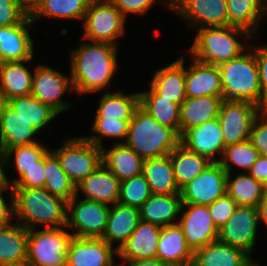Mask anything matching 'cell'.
I'll return each mask as SVG.
<instances>
[{"mask_svg":"<svg viewBox=\"0 0 267 266\" xmlns=\"http://www.w3.org/2000/svg\"><path fill=\"white\" fill-rule=\"evenodd\" d=\"M227 172L220 162H212L194 180L180 189L183 204L208 206L226 194Z\"/></svg>","mask_w":267,"mask_h":266,"instance_id":"cell-11","label":"cell"},{"mask_svg":"<svg viewBox=\"0 0 267 266\" xmlns=\"http://www.w3.org/2000/svg\"><path fill=\"white\" fill-rule=\"evenodd\" d=\"M259 222H263L267 226V190L264 193V196L260 200V203L257 206Z\"/></svg>","mask_w":267,"mask_h":266,"instance_id":"cell-55","label":"cell"},{"mask_svg":"<svg viewBox=\"0 0 267 266\" xmlns=\"http://www.w3.org/2000/svg\"><path fill=\"white\" fill-rule=\"evenodd\" d=\"M139 106V93L124 95L122 92L104 93L95 117L106 119L131 120Z\"/></svg>","mask_w":267,"mask_h":266,"instance_id":"cell-39","label":"cell"},{"mask_svg":"<svg viewBox=\"0 0 267 266\" xmlns=\"http://www.w3.org/2000/svg\"><path fill=\"white\" fill-rule=\"evenodd\" d=\"M44 184V156L20 178L13 180V183L11 182L12 188H44Z\"/></svg>","mask_w":267,"mask_h":266,"instance_id":"cell-45","label":"cell"},{"mask_svg":"<svg viewBox=\"0 0 267 266\" xmlns=\"http://www.w3.org/2000/svg\"><path fill=\"white\" fill-rule=\"evenodd\" d=\"M28 229L21 224L0 228V264L26 266Z\"/></svg>","mask_w":267,"mask_h":266,"instance_id":"cell-30","label":"cell"},{"mask_svg":"<svg viewBox=\"0 0 267 266\" xmlns=\"http://www.w3.org/2000/svg\"><path fill=\"white\" fill-rule=\"evenodd\" d=\"M77 195L67 204L66 227H77V232L73 234L80 238H102L108 219L110 206L105 203L83 199L77 205Z\"/></svg>","mask_w":267,"mask_h":266,"instance_id":"cell-10","label":"cell"},{"mask_svg":"<svg viewBox=\"0 0 267 266\" xmlns=\"http://www.w3.org/2000/svg\"><path fill=\"white\" fill-rule=\"evenodd\" d=\"M162 227L139 220L136 229L117 250L123 260H142L155 258Z\"/></svg>","mask_w":267,"mask_h":266,"instance_id":"cell-19","label":"cell"},{"mask_svg":"<svg viewBox=\"0 0 267 266\" xmlns=\"http://www.w3.org/2000/svg\"><path fill=\"white\" fill-rule=\"evenodd\" d=\"M248 173L267 188V156L260 155Z\"/></svg>","mask_w":267,"mask_h":266,"instance_id":"cell-52","label":"cell"},{"mask_svg":"<svg viewBox=\"0 0 267 266\" xmlns=\"http://www.w3.org/2000/svg\"><path fill=\"white\" fill-rule=\"evenodd\" d=\"M255 57L257 59V65L259 70V80L260 85L267 99V45L259 47H254Z\"/></svg>","mask_w":267,"mask_h":266,"instance_id":"cell-50","label":"cell"},{"mask_svg":"<svg viewBox=\"0 0 267 266\" xmlns=\"http://www.w3.org/2000/svg\"><path fill=\"white\" fill-rule=\"evenodd\" d=\"M125 144L143 159L168 155L180 144V135L161 125L140 105L129 122Z\"/></svg>","mask_w":267,"mask_h":266,"instance_id":"cell-3","label":"cell"},{"mask_svg":"<svg viewBox=\"0 0 267 266\" xmlns=\"http://www.w3.org/2000/svg\"><path fill=\"white\" fill-rule=\"evenodd\" d=\"M6 105L16 112L18 116L32 125L37 131L58 115L54 109L43 104L32 94L11 98L6 101Z\"/></svg>","mask_w":267,"mask_h":266,"instance_id":"cell-36","label":"cell"},{"mask_svg":"<svg viewBox=\"0 0 267 266\" xmlns=\"http://www.w3.org/2000/svg\"><path fill=\"white\" fill-rule=\"evenodd\" d=\"M52 152L75 187L102 164V148L85 137L69 138Z\"/></svg>","mask_w":267,"mask_h":266,"instance_id":"cell-7","label":"cell"},{"mask_svg":"<svg viewBox=\"0 0 267 266\" xmlns=\"http://www.w3.org/2000/svg\"><path fill=\"white\" fill-rule=\"evenodd\" d=\"M120 183L121 181L101 164L75 187L76 195L81 190L86 196L85 199L112 205L118 203Z\"/></svg>","mask_w":267,"mask_h":266,"instance_id":"cell-23","label":"cell"},{"mask_svg":"<svg viewBox=\"0 0 267 266\" xmlns=\"http://www.w3.org/2000/svg\"><path fill=\"white\" fill-rule=\"evenodd\" d=\"M260 118V123L258 122ZM249 140L262 156H267V109L255 118Z\"/></svg>","mask_w":267,"mask_h":266,"instance_id":"cell-48","label":"cell"},{"mask_svg":"<svg viewBox=\"0 0 267 266\" xmlns=\"http://www.w3.org/2000/svg\"><path fill=\"white\" fill-rule=\"evenodd\" d=\"M91 0L84 15V37L92 42L113 45L124 33L126 18L110 0Z\"/></svg>","mask_w":267,"mask_h":266,"instance_id":"cell-8","label":"cell"},{"mask_svg":"<svg viewBox=\"0 0 267 266\" xmlns=\"http://www.w3.org/2000/svg\"><path fill=\"white\" fill-rule=\"evenodd\" d=\"M126 18L127 13L144 14L155 0H110Z\"/></svg>","mask_w":267,"mask_h":266,"instance_id":"cell-49","label":"cell"},{"mask_svg":"<svg viewBox=\"0 0 267 266\" xmlns=\"http://www.w3.org/2000/svg\"><path fill=\"white\" fill-rule=\"evenodd\" d=\"M6 105V100L5 97L3 96V94L0 92V116L2 114V110L4 108V106Z\"/></svg>","mask_w":267,"mask_h":266,"instance_id":"cell-57","label":"cell"},{"mask_svg":"<svg viewBox=\"0 0 267 266\" xmlns=\"http://www.w3.org/2000/svg\"><path fill=\"white\" fill-rule=\"evenodd\" d=\"M91 0H44L30 15L34 21L43 16L67 19H84Z\"/></svg>","mask_w":267,"mask_h":266,"instance_id":"cell-40","label":"cell"},{"mask_svg":"<svg viewBox=\"0 0 267 266\" xmlns=\"http://www.w3.org/2000/svg\"><path fill=\"white\" fill-rule=\"evenodd\" d=\"M236 207L237 204L227 193L218 198L212 204L208 205V210L218 229L221 228L229 220Z\"/></svg>","mask_w":267,"mask_h":266,"instance_id":"cell-47","label":"cell"},{"mask_svg":"<svg viewBox=\"0 0 267 266\" xmlns=\"http://www.w3.org/2000/svg\"><path fill=\"white\" fill-rule=\"evenodd\" d=\"M223 96L187 97L180 105V136L218 117Z\"/></svg>","mask_w":267,"mask_h":266,"instance_id":"cell-24","label":"cell"},{"mask_svg":"<svg viewBox=\"0 0 267 266\" xmlns=\"http://www.w3.org/2000/svg\"><path fill=\"white\" fill-rule=\"evenodd\" d=\"M167 5L200 28L229 26L226 0H169Z\"/></svg>","mask_w":267,"mask_h":266,"instance_id":"cell-15","label":"cell"},{"mask_svg":"<svg viewBox=\"0 0 267 266\" xmlns=\"http://www.w3.org/2000/svg\"><path fill=\"white\" fill-rule=\"evenodd\" d=\"M174 178L179 189L199 176L212 163L207 157L179 144L170 153Z\"/></svg>","mask_w":267,"mask_h":266,"instance_id":"cell-32","label":"cell"},{"mask_svg":"<svg viewBox=\"0 0 267 266\" xmlns=\"http://www.w3.org/2000/svg\"><path fill=\"white\" fill-rule=\"evenodd\" d=\"M126 266H166L160 259L148 258L142 260H123Z\"/></svg>","mask_w":267,"mask_h":266,"instance_id":"cell-53","label":"cell"},{"mask_svg":"<svg viewBox=\"0 0 267 266\" xmlns=\"http://www.w3.org/2000/svg\"><path fill=\"white\" fill-rule=\"evenodd\" d=\"M44 170V188L52 195L69 202L76 195L75 186L61 168L56 155L50 150L44 155Z\"/></svg>","mask_w":267,"mask_h":266,"instance_id":"cell-38","label":"cell"},{"mask_svg":"<svg viewBox=\"0 0 267 266\" xmlns=\"http://www.w3.org/2000/svg\"><path fill=\"white\" fill-rule=\"evenodd\" d=\"M22 9L30 16L44 0H19Z\"/></svg>","mask_w":267,"mask_h":266,"instance_id":"cell-56","label":"cell"},{"mask_svg":"<svg viewBox=\"0 0 267 266\" xmlns=\"http://www.w3.org/2000/svg\"><path fill=\"white\" fill-rule=\"evenodd\" d=\"M189 66L185 69L186 97L223 96L218 66L194 58Z\"/></svg>","mask_w":267,"mask_h":266,"instance_id":"cell-20","label":"cell"},{"mask_svg":"<svg viewBox=\"0 0 267 266\" xmlns=\"http://www.w3.org/2000/svg\"><path fill=\"white\" fill-rule=\"evenodd\" d=\"M130 120L106 119L105 117H95L92 131L97 133L94 136H85L87 140L96 146L103 147L102 138L104 136L127 139ZM99 134V135H98Z\"/></svg>","mask_w":267,"mask_h":266,"instance_id":"cell-43","label":"cell"},{"mask_svg":"<svg viewBox=\"0 0 267 266\" xmlns=\"http://www.w3.org/2000/svg\"><path fill=\"white\" fill-rule=\"evenodd\" d=\"M28 16L19 0H0V27L18 25Z\"/></svg>","mask_w":267,"mask_h":266,"instance_id":"cell-46","label":"cell"},{"mask_svg":"<svg viewBox=\"0 0 267 266\" xmlns=\"http://www.w3.org/2000/svg\"><path fill=\"white\" fill-rule=\"evenodd\" d=\"M140 220L139 209L135 207L125 206L115 203L114 207H110L107 219V225L102 239L109 245L113 242H120L115 248L117 250L122 247L126 240L132 235Z\"/></svg>","mask_w":267,"mask_h":266,"instance_id":"cell-25","label":"cell"},{"mask_svg":"<svg viewBox=\"0 0 267 266\" xmlns=\"http://www.w3.org/2000/svg\"><path fill=\"white\" fill-rule=\"evenodd\" d=\"M10 188L11 191V204L10 207H7L8 204H6L2 193L5 190H8ZM14 216V199H13V188L12 186H0V228L6 227L11 225L10 221L12 220V217Z\"/></svg>","mask_w":267,"mask_h":266,"instance_id":"cell-51","label":"cell"},{"mask_svg":"<svg viewBox=\"0 0 267 266\" xmlns=\"http://www.w3.org/2000/svg\"><path fill=\"white\" fill-rule=\"evenodd\" d=\"M229 25L246 30L251 36L263 15H267V0H226Z\"/></svg>","mask_w":267,"mask_h":266,"instance_id":"cell-34","label":"cell"},{"mask_svg":"<svg viewBox=\"0 0 267 266\" xmlns=\"http://www.w3.org/2000/svg\"><path fill=\"white\" fill-rule=\"evenodd\" d=\"M38 131L7 105L0 116V148L6 153L9 149L34 144L32 137Z\"/></svg>","mask_w":267,"mask_h":266,"instance_id":"cell-27","label":"cell"},{"mask_svg":"<svg viewBox=\"0 0 267 266\" xmlns=\"http://www.w3.org/2000/svg\"><path fill=\"white\" fill-rule=\"evenodd\" d=\"M221 74L223 100L249 101L267 109L254 53L241 54L238 58L218 65Z\"/></svg>","mask_w":267,"mask_h":266,"instance_id":"cell-4","label":"cell"},{"mask_svg":"<svg viewBox=\"0 0 267 266\" xmlns=\"http://www.w3.org/2000/svg\"><path fill=\"white\" fill-rule=\"evenodd\" d=\"M13 199L14 215L28 230L36 224H45L47 228L66 227L68 202L45 188H13Z\"/></svg>","mask_w":267,"mask_h":266,"instance_id":"cell-2","label":"cell"},{"mask_svg":"<svg viewBox=\"0 0 267 266\" xmlns=\"http://www.w3.org/2000/svg\"><path fill=\"white\" fill-rule=\"evenodd\" d=\"M144 159L125 143H115L110 150L102 147V164L120 181L142 173Z\"/></svg>","mask_w":267,"mask_h":266,"instance_id":"cell-29","label":"cell"},{"mask_svg":"<svg viewBox=\"0 0 267 266\" xmlns=\"http://www.w3.org/2000/svg\"><path fill=\"white\" fill-rule=\"evenodd\" d=\"M151 195L150 187L141 173L121 181L118 203L139 209Z\"/></svg>","mask_w":267,"mask_h":266,"instance_id":"cell-42","label":"cell"},{"mask_svg":"<svg viewBox=\"0 0 267 266\" xmlns=\"http://www.w3.org/2000/svg\"><path fill=\"white\" fill-rule=\"evenodd\" d=\"M142 174L152 194H180L169 154L162 157L144 159Z\"/></svg>","mask_w":267,"mask_h":266,"instance_id":"cell-31","label":"cell"},{"mask_svg":"<svg viewBox=\"0 0 267 266\" xmlns=\"http://www.w3.org/2000/svg\"><path fill=\"white\" fill-rule=\"evenodd\" d=\"M259 156L258 150L248 139L226 146L222 158L217 159V162H220L225 171L230 174L232 172L231 163L249 171Z\"/></svg>","mask_w":267,"mask_h":266,"instance_id":"cell-41","label":"cell"},{"mask_svg":"<svg viewBox=\"0 0 267 266\" xmlns=\"http://www.w3.org/2000/svg\"><path fill=\"white\" fill-rule=\"evenodd\" d=\"M182 204L180 194H152L139 208L140 219L160 227L176 224L172 221L183 211Z\"/></svg>","mask_w":267,"mask_h":266,"instance_id":"cell-28","label":"cell"},{"mask_svg":"<svg viewBox=\"0 0 267 266\" xmlns=\"http://www.w3.org/2000/svg\"><path fill=\"white\" fill-rule=\"evenodd\" d=\"M188 211L181 212L182 216L178 224L181 226L187 245L194 253L205 245L214 242L218 238L216 227L208 206L200 204H182Z\"/></svg>","mask_w":267,"mask_h":266,"instance_id":"cell-13","label":"cell"},{"mask_svg":"<svg viewBox=\"0 0 267 266\" xmlns=\"http://www.w3.org/2000/svg\"><path fill=\"white\" fill-rule=\"evenodd\" d=\"M48 151L49 150L39 142L15 147L6 152L7 163L8 161L11 163L9 160L10 156L15 152V166L20 178L29 168L36 165V162Z\"/></svg>","mask_w":267,"mask_h":266,"instance_id":"cell-44","label":"cell"},{"mask_svg":"<svg viewBox=\"0 0 267 266\" xmlns=\"http://www.w3.org/2000/svg\"><path fill=\"white\" fill-rule=\"evenodd\" d=\"M7 165L6 153L0 148V186H12L7 176L4 174L3 167Z\"/></svg>","mask_w":267,"mask_h":266,"instance_id":"cell-54","label":"cell"},{"mask_svg":"<svg viewBox=\"0 0 267 266\" xmlns=\"http://www.w3.org/2000/svg\"><path fill=\"white\" fill-rule=\"evenodd\" d=\"M70 88L74 91L71 78L49 66H37L32 79L31 94L58 114L69 108L62 95Z\"/></svg>","mask_w":267,"mask_h":266,"instance_id":"cell-14","label":"cell"},{"mask_svg":"<svg viewBox=\"0 0 267 266\" xmlns=\"http://www.w3.org/2000/svg\"><path fill=\"white\" fill-rule=\"evenodd\" d=\"M231 175L227 174L226 193L237 206L257 208L267 188L249 174H239L233 180Z\"/></svg>","mask_w":267,"mask_h":266,"instance_id":"cell-37","label":"cell"},{"mask_svg":"<svg viewBox=\"0 0 267 266\" xmlns=\"http://www.w3.org/2000/svg\"><path fill=\"white\" fill-rule=\"evenodd\" d=\"M20 62H0V92L9 100L31 94L33 75Z\"/></svg>","mask_w":267,"mask_h":266,"instance_id":"cell-33","label":"cell"},{"mask_svg":"<svg viewBox=\"0 0 267 266\" xmlns=\"http://www.w3.org/2000/svg\"><path fill=\"white\" fill-rule=\"evenodd\" d=\"M139 105L163 126L180 135V104L158 95L152 88L139 93Z\"/></svg>","mask_w":267,"mask_h":266,"instance_id":"cell-35","label":"cell"},{"mask_svg":"<svg viewBox=\"0 0 267 266\" xmlns=\"http://www.w3.org/2000/svg\"><path fill=\"white\" fill-rule=\"evenodd\" d=\"M180 144L187 150L217 162L213 156L224 153L225 145L218 118L205 122L200 126L187 129L180 136Z\"/></svg>","mask_w":267,"mask_h":266,"instance_id":"cell-17","label":"cell"},{"mask_svg":"<svg viewBox=\"0 0 267 266\" xmlns=\"http://www.w3.org/2000/svg\"><path fill=\"white\" fill-rule=\"evenodd\" d=\"M258 224L257 208L237 206L229 220L219 228L217 240L250 255L256 242Z\"/></svg>","mask_w":267,"mask_h":266,"instance_id":"cell-12","label":"cell"},{"mask_svg":"<svg viewBox=\"0 0 267 266\" xmlns=\"http://www.w3.org/2000/svg\"><path fill=\"white\" fill-rule=\"evenodd\" d=\"M32 23L28 16L18 25L0 27V62L32 60L34 45L27 29Z\"/></svg>","mask_w":267,"mask_h":266,"instance_id":"cell-18","label":"cell"},{"mask_svg":"<svg viewBox=\"0 0 267 266\" xmlns=\"http://www.w3.org/2000/svg\"><path fill=\"white\" fill-rule=\"evenodd\" d=\"M262 110L249 101L223 100L217 118L225 147L248 140L252 124Z\"/></svg>","mask_w":267,"mask_h":266,"instance_id":"cell-9","label":"cell"},{"mask_svg":"<svg viewBox=\"0 0 267 266\" xmlns=\"http://www.w3.org/2000/svg\"><path fill=\"white\" fill-rule=\"evenodd\" d=\"M183 57L155 72L151 88L161 97L182 104L186 97Z\"/></svg>","mask_w":267,"mask_h":266,"instance_id":"cell-26","label":"cell"},{"mask_svg":"<svg viewBox=\"0 0 267 266\" xmlns=\"http://www.w3.org/2000/svg\"><path fill=\"white\" fill-rule=\"evenodd\" d=\"M256 265L255 261L245 251L216 240L194 252L191 266Z\"/></svg>","mask_w":267,"mask_h":266,"instance_id":"cell-22","label":"cell"},{"mask_svg":"<svg viewBox=\"0 0 267 266\" xmlns=\"http://www.w3.org/2000/svg\"><path fill=\"white\" fill-rule=\"evenodd\" d=\"M117 47L106 42H91L71 50L70 78L78 95L109 86L117 67Z\"/></svg>","mask_w":267,"mask_h":266,"instance_id":"cell-1","label":"cell"},{"mask_svg":"<svg viewBox=\"0 0 267 266\" xmlns=\"http://www.w3.org/2000/svg\"><path fill=\"white\" fill-rule=\"evenodd\" d=\"M239 33L251 37L246 30L230 25L200 28L190 48L192 58L216 66L238 58L245 49L235 38Z\"/></svg>","mask_w":267,"mask_h":266,"instance_id":"cell-5","label":"cell"},{"mask_svg":"<svg viewBox=\"0 0 267 266\" xmlns=\"http://www.w3.org/2000/svg\"><path fill=\"white\" fill-rule=\"evenodd\" d=\"M72 237L63 227L29 229L26 266H66Z\"/></svg>","mask_w":267,"mask_h":266,"instance_id":"cell-6","label":"cell"},{"mask_svg":"<svg viewBox=\"0 0 267 266\" xmlns=\"http://www.w3.org/2000/svg\"><path fill=\"white\" fill-rule=\"evenodd\" d=\"M113 248L102 238L73 236L67 253L66 266H121L113 265Z\"/></svg>","mask_w":267,"mask_h":266,"instance_id":"cell-16","label":"cell"},{"mask_svg":"<svg viewBox=\"0 0 267 266\" xmlns=\"http://www.w3.org/2000/svg\"><path fill=\"white\" fill-rule=\"evenodd\" d=\"M193 254L178 223L162 227L156 257L166 266H191Z\"/></svg>","mask_w":267,"mask_h":266,"instance_id":"cell-21","label":"cell"}]
</instances>
